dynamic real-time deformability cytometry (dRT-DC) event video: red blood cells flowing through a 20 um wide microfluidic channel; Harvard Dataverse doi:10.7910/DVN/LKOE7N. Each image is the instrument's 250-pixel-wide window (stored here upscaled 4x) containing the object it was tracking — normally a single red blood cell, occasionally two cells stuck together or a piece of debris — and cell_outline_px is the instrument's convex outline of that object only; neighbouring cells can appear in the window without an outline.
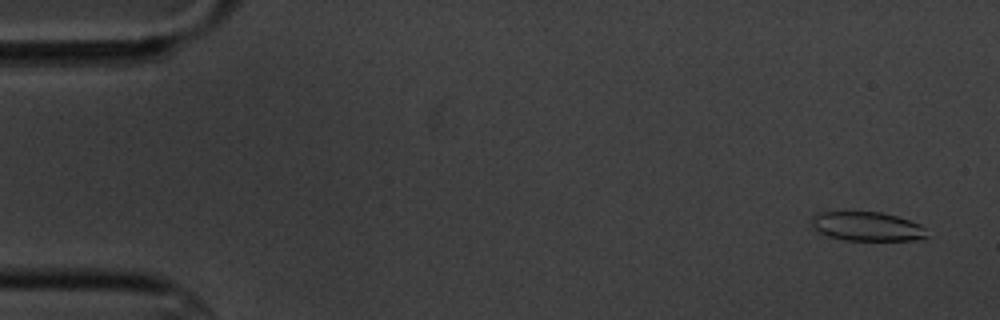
{"species": "common noctule bat (a hibernating species)", "species_latin": "Nyctalus noctula", "temperature_condition": "cold", "stored_images_in_passage": 5, "camera_frame_rate_fps": 3000, "um_per_image_px": 0.085, "animal": {"sex": "male", "body_mass_g": 20.1, "forearm_length_mm": 53.5}, "frame": {"image": 1, "passage_image": 1, "time_ms": 0.0, "image_size_px": [1000, 320], "cell_outline_px": [[928, 236], [912, 240], [844, 240], [828, 236], [820, 232], [812, 224], [812, 216], [820, 212], [880, 212], [896, 216], [920, 224], [924, 228]], "centroid_in_image_um": [73.7, 19.24], "position_along_channel_um": 11.3, "area_um2": 19.25}}